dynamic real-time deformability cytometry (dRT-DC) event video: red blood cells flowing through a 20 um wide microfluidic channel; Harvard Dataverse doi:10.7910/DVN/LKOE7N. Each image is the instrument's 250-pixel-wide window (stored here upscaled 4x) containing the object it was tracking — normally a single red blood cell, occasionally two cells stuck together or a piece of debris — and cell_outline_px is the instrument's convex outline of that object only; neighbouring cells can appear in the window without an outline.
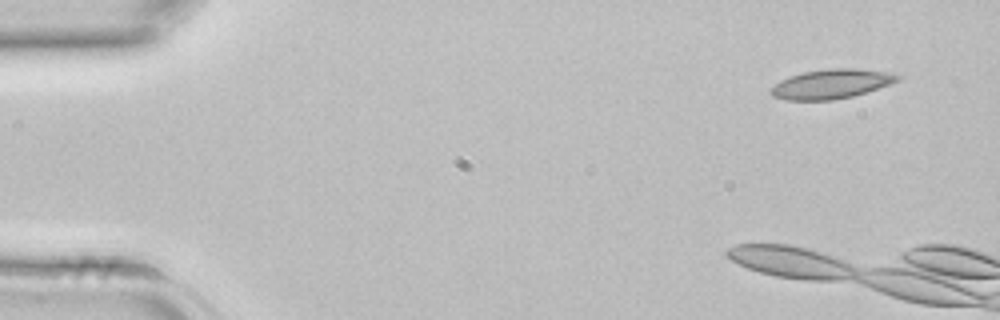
{"species": "common noctule bat (a hibernating species)", "species_latin": "Nyctalus noctula", "temperature_condition": "room temperature", "stored_images_in_passage": 3, "camera_frame_rate_fps": 3000, "um_per_image_px": 0.085, "animal": {"sex": "female", "body_mass_g": 22.7, "forearm_length_mm": 54.2}, "frame": {"image": 1, "passage_image": 1, "time_ms": 0.0, "image_size_px": [1000, 320], "cell_outline_px": [[904, 76], [900, 80], [852, 96], [832, 100], [784, 100], [772, 96], [768, 92], [768, 88], [780, 80], [788, 76], [804, 72], [832, 68], [856, 68], [888, 72]], "centroid_in_image_um": [70.6, 7.13], "position_along_channel_um": 14.4, "area_um2": 21.79}}